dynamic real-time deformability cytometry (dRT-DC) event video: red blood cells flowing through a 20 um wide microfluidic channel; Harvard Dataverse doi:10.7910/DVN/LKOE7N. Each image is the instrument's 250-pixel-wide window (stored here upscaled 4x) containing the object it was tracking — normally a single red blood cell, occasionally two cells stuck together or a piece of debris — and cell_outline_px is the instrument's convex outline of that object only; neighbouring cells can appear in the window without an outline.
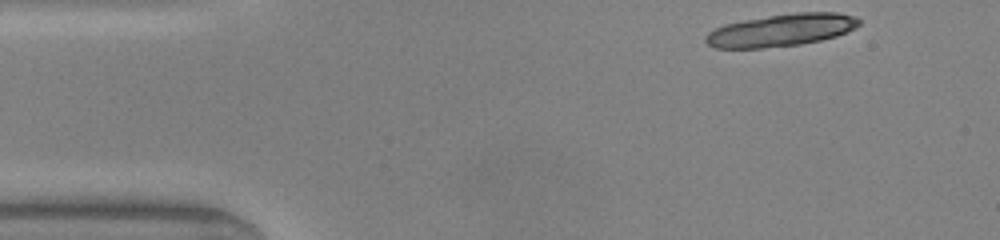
{"species": "common noctule bat (a hibernating species)", "species_latin": "Nyctalus noctula", "temperature_condition": "warm", "stored_images_in_passage": 4, "camera_frame_rate_fps": 3000, "um_per_image_px": 0.085, "animal": {"sex": "male", "body_mass_g": 20.0, "forearm_length_mm": 53.3}, "frame": {"image": 1, "passage_image": 1, "time_ms": 0.0, "image_size_px": [1000, 240], "cell_outline_px": [[860, 24], [856, 28], [848, 32], [836, 36], [820, 40], [800, 44], [760, 48], [716, 48], [708, 44], [704, 40], [704, 36], [708, 32], [724, 24], [744, 20], [768, 16], [796, 12], [836, 12], [856, 16], [860, 20]], "centroid_in_image_um": [66.43, 2.56], "position_along_channel_um": 18.6, "area_um2": 28.96}}